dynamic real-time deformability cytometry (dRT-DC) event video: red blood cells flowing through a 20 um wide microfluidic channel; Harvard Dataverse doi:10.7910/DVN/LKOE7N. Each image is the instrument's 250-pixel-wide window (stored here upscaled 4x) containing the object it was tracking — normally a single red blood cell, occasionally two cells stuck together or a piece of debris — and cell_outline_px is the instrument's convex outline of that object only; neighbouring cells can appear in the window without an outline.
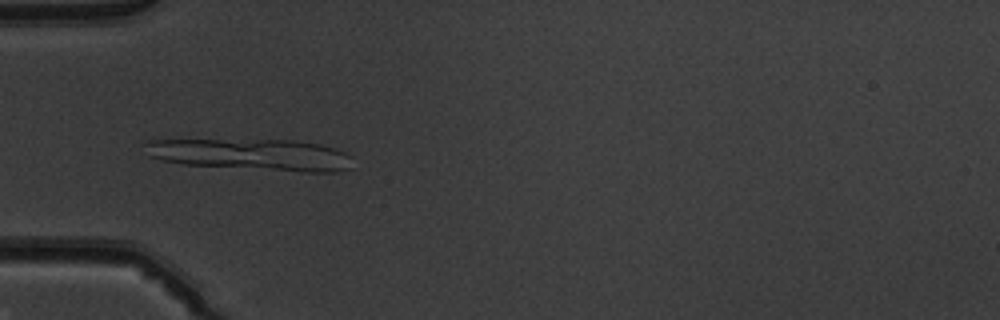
{"species": "common noctule bat (a hibernating species)", "species_latin": "Nyctalus noctula", "temperature_condition": "warm", "stored_images_in_passage": 51, "camera_frame_rate_fps": 3000, "um_per_image_px": 0.085, "animal": {"sex": "male", "body_mass_g": 19.5, "forearm_length_mm": 54.6}, "frame": {"image": 1, "passage_image": 17, "time_ms": 5.333, "image_size_px": [1000, 320], "cell_outline_px": [[352, 168], [336, 172], [304, 172], [184, 164], [164, 160], [148, 156], [140, 144], [148, 140], [292, 140], [320, 144], [336, 148], [352, 156]], "centroid_in_image_um": [21.41, 13.14], "position_along_channel_um": 63.6, "area_um2": 38.38}}